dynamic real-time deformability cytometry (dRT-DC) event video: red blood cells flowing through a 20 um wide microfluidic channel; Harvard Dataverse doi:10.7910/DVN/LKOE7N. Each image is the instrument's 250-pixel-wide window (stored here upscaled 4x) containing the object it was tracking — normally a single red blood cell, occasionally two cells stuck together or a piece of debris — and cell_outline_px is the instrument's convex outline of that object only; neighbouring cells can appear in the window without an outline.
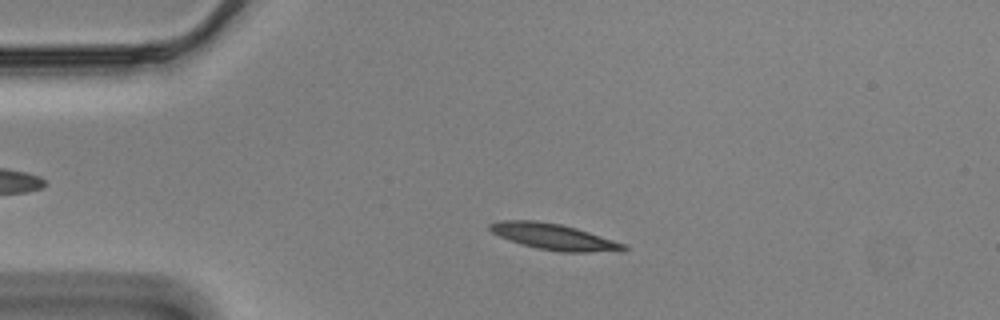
{"species": "Egyptian fruit bat (a non-hibernating species)", "species_latin": "Rousettus aegyptiacus", "temperature_condition": "cold", "stored_images_in_passage": 48, "camera_frame_rate_fps": 3000, "um_per_image_px": 0.085, "animal": {"sex": "male"}, "frame": {"image": 1, "passage_image": 11, "time_ms": 3.333, "image_size_px": [1000, 320], "cell_outline_px": [[628, 248], [624, 252], [560, 252], [536, 248], [520, 244], [500, 236], [492, 232], [488, 228], [488, 224], [500, 220], [536, 220], [560, 224], [576, 228], [624, 244]], "centroid_in_image_um": [47.07, 20.13], "position_along_channel_um": 37.9, "area_um2": 20.35}}
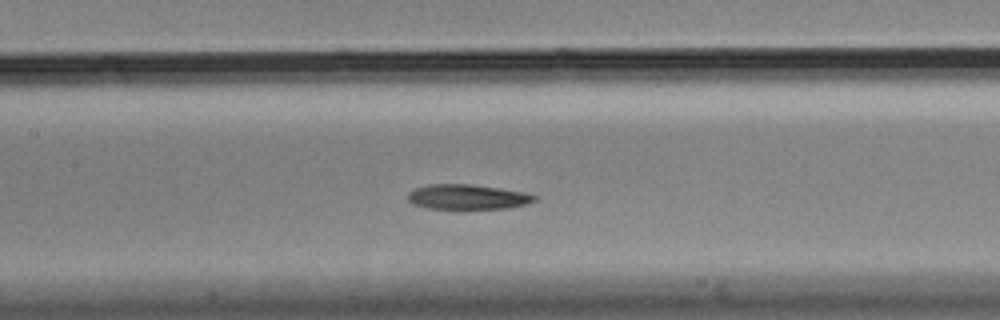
{"frame": {"image": 2, "passage_image": 25, "time_ms": 8.0, "image_size_px": [1000, 320], "cell_outline_px": [[536, 200], [528, 204], [508, 208], [428, 208], [412, 204], [404, 196], [408, 192], [416, 188], [428, 184], [468, 184], [524, 192], [536, 196]], "centroid_in_image_um": [39.68, 16.73], "position_along_channel_um": 167.7, "area_um2": 18.26}}
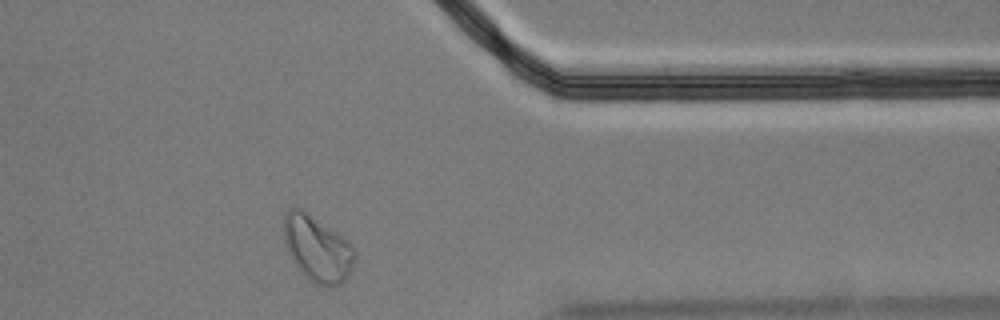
{"frame": {"image": 3, "passage_image": 45, "time_ms": 14.667, "image_size_px": [1000, 320], "cell_outline_px": [[356, 252], [352, 268], [348, 276], [340, 284], [332, 288], [328, 288], [312, 284], [300, 272], [292, 260], [284, 236], [284, 216], [288, 208], [300, 208], [348, 240], [352, 244]], "centroid_in_image_um": [26.99, 21.19], "position_along_channel_um": 384.4, "area_um2": 27.28}, "authors_computed_cell_mechanics": {"area_um2": 19.363, "velocity_mm_per_s": 3.4477, "shape_relaxation_time_tau1_ms": null, "shape_relaxation_time_tau2_ms": 6.9031, "deformation_change_tau1": null, "deformation_change_tau2": 0.1237}}